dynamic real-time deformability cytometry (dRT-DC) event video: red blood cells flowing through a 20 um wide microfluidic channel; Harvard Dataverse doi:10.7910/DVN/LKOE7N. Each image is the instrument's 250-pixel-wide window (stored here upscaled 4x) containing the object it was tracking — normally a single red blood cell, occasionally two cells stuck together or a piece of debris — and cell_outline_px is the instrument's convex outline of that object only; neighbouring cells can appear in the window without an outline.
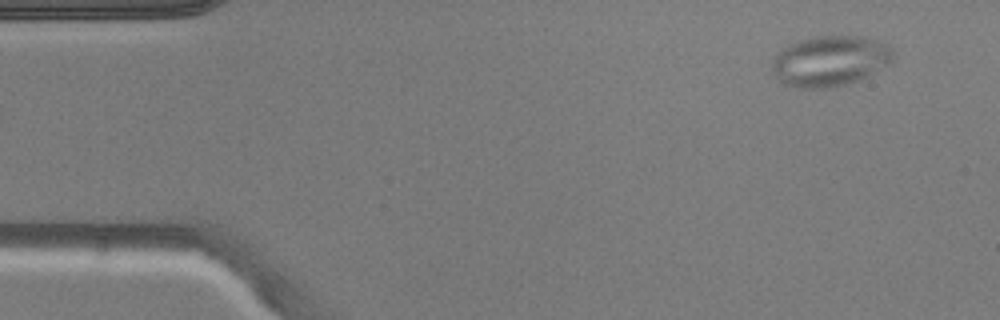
{"species": "common noctule bat (a hibernating species)", "species_latin": "Nyctalus noctula", "temperature_condition": "warm", "stored_images_in_passage": 4, "camera_frame_rate_fps": 3000, "um_per_image_px": 0.085, "animal": {"sex": "male", "body_mass_g": 20.5, "forearm_length_mm": 52.5}, "frame": {"image": 1, "passage_image": 1, "time_ms": 0.0, "image_size_px": [1000, 320], "cell_outline_px": [[892, 56], [888, 64], [856, 80], [844, 84], [824, 88], [796, 88], [784, 84], [776, 76], [772, 68], [772, 60], [784, 48], [800, 40], [816, 36], [860, 36], [888, 44], [892, 48]], "centroid_in_image_um": [70.52, 5.18], "position_along_channel_um": 14.5, "area_um2": 34.85}}